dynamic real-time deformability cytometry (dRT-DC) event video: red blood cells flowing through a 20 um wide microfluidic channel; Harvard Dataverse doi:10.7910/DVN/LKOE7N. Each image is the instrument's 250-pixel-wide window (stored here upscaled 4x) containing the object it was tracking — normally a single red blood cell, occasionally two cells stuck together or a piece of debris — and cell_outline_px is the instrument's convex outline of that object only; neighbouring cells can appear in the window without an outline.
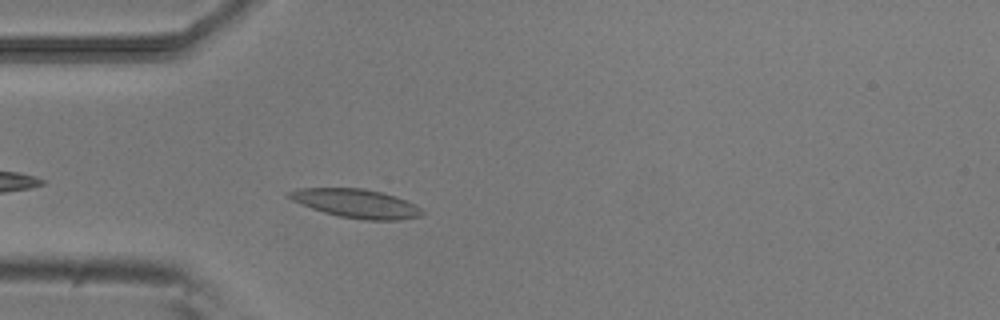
{"species": "common noctule bat (a hibernating species)", "species_latin": "Nyctalus noctula", "temperature_condition": "room temperature", "stored_images_in_passage": 34, "camera_frame_rate_fps": 3000, "um_per_image_px": 0.085, "animal": {"sex": "male", "body_mass_g": 20.5, "forearm_length_mm": 52.5}, "frame": {"image": 1, "passage_image": 4, "time_ms": 1.0, "image_size_px": [1000, 320], "cell_outline_px": [[424, 212], [420, 216], [400, 220], [364, 220], [340, 216], [324, 212], [300, 204], [284, 196], [284, 192], [296, 188], [364, 188], [396, 196], [416, 204]], "centroid_in_image_um": [30.23, 17.28], "position_along_channel_um": 54.8, "area_um2": 22.48}}
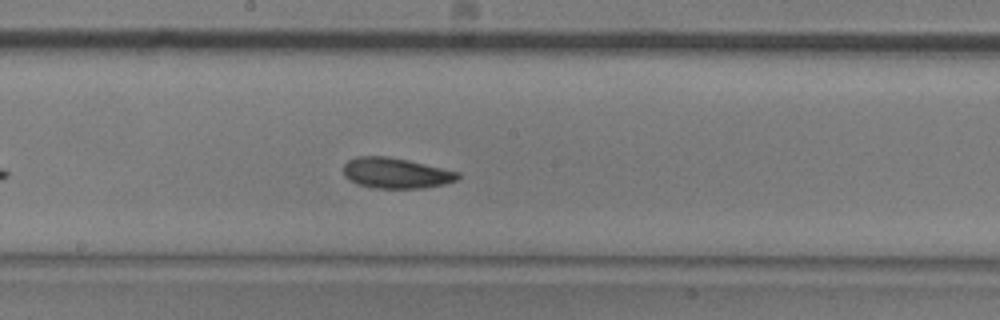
{"frame": {"image": 2, "passage_image": 17, "time_ms": 5.333, "image_size_px": [1000, 320], "cell_outline_px": [[460, 176], [456, 180], [444, 184], [424, 188], [372, 188], [356, 184], [344, 176], [344, 164], [348, 160], [356, 156], [388, 156], [408, 160], [460, 172]], "centroid_in_image_um": [33.63, 14.71], "position_along_channel_um": 214.6, "area_um2": 20.46}}
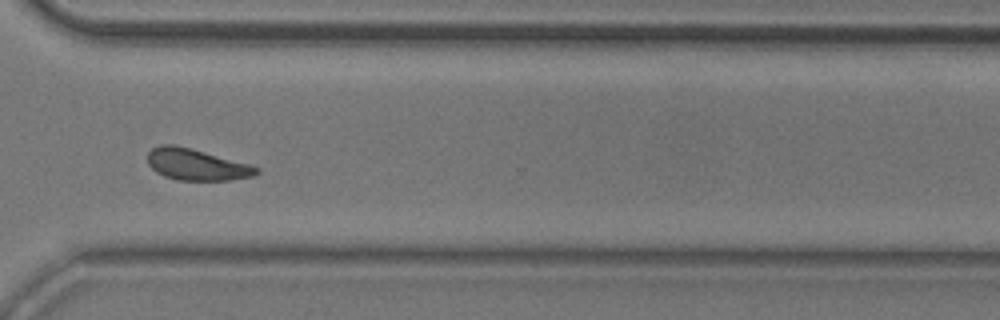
{"frame": {"image": 3, "passage_image": 28, "time_ms": 9.0, "image_size_px": [1000, 320], "cell_outline_px": [[260, 172], [252, 176], [232, 180], [176, 180], [164, 176], [156, 172], [148, 164], [148, 152], [152, 148], [160, 144], [172, 144], [192, 148], [248, 164], [260, 168]], "centroid_in_image_um": [16.68, 13.98], "position_along_channel_um": 353.9, "area_um2": 19.94}, "authors_computed_cell_mechanics": {"area_um2": 20.0855, "velocity_mm_per_s": 3.816, "shape_relaxation_time_tau1_ms": 4.5655, "shape_relaxation_time_tau2_ms": 2.8818, "deformation_change_tau1": 0.1282, "deformation_change_tau2": 0.0928}}